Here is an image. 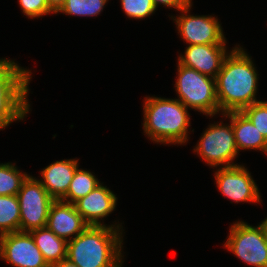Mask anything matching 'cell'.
<instances>
[{"mask_svg": "<svg viewBox=\"0 0 267 267\" xmlns=\"http://www.w3.org/2000/svg\"><path fill=\"white\" fill-rule=\"evenodd\" d=\"M99 184H101L99 180L90 171L77 168L67 194L61 200L74 204L79 199L87 196Z\"/></svg>", "mask_w": 267, "mask_h": 267, "instance_id": "obj_19", "label": "cell"}, {"mask_svg": "<svg viewBox=\"0 0 267 267\" xmlns=\"http://www.w3.org/2000/svg\"><path fill=\"white\" fill-rule=\"evenodd\" d=\"M242 112L251 120L257 130L267 140V101H260L247 106Z\"/></svg>", "mask_w": 267, "mask_h": 267, "instance_id": "obj_22", "label": "cell"}, {"mask_svg": "<svg viewBox=\"0 0 267 267\" xmlns=\"http://www.w3.org/2000/svg\"><path fill=\"white\" fill-rule=\"evenodd\" d=\"M23 13L30 18L56 13L47 0H19Z\"/></svg>", "mask_w": 267, "mask_h": 267, "instance_id": "obj_24", "label": "cell"}, {"mask_svg": "<svg viewBox=\"0 0 267 267\" xmlns=\"http://www.w3.org/2000/svg\"><path fill=\"white\" fill-rule=\"evenodd\" d=\"M77 168V159L56 161L41 171L40 182L54 200H61L67 194Z\"/></svg>", "mask_w": 267, "mask_h": 267, "instance_id": "obj_15", "label": "cell"}, {"mask_svg": "<svg viewBox=\"0 0 267 267\" xmlns=\"http://www.w3.org/2000/svg\"><path fill=\"white\" fill-rule=\"evenodd\" d=\"M227 55L226 44L189 45L185 50V55L179 56L178 63L216 78Z\"/></svg>", "mask_w": 267, "mask_h": 267, "instance_id": "obj_12", "label": "cell"}, {"mask_svg": "<svg viewBox=\"0 0 267 267\" xmlns=\"http://www.w3.org/2000/svg\"><path fill=\"white\" fill-rule=\"evenodd\" d=\"M88 226L67 241V258L78 267H121V225Z\"/></svg>", "mask_w": 267, "mask_h": 267, "instance_id": "obj_2", "label": "cell"}, {"mask_svg": "<svg viewBox=\"0 0 267 267\" xmlns=\"http://www.w3.org/2000/svg\"><path fill=\"white\" fill-rule=\"evenodd\" d=\"M215 180L220 192L236 203L262 201L258 186L243 165L220 167L215 171Z\"/></svg>", "mask_w": 267, "mask_h": 267, "instance_id": "obj_11", "label": "cell"}, {"mask_svg": "<svg viewBox=\"0 0 267 267\" xmlns=\"http://www.w3.org/2000/svg\"><path fill=\"white\" fill-rule=\"evenodd\" d=\"M122 8L129 18L145 19L157 9L152 0H121Z\"/></svg>", "mask_w": 267, "mask_h": 267, "instance_id": "obj_23", "label": "cell"}, {"mask_svg": "<svg viewBox=\"0 0 267 267\" xmlns=\"http://www.w3.org/2000/svg\"><path fill=\"white\" fill-rule=\"evenodd\" d=\"M50 6L56 11L65 0H47Z\"/></svg>", "mask_w": 267, "mask_h": 267, "instance_id": "obj_27", "label": "cell"}, {"mask_svg": "<svg viewBox=\"0 0 267 267\" xmlns=\"http://www.w3.org/2000/svg\"><path fill=\"white\" fill-rule=\"evenodd\" d=\"M50 267H78L68 258L62 259L60 262L50 265Z\"/></svg>", "mask_w": 267, "mask_h": 267, "instance_id": "obj_26", "label": "cell"}, {"mask_svg": "<svg viewBox=\"0 0 267 267\" xmlns=\"http://www.w3.org/2000/svg\"><path fill=\"white\" fill-rule=\"evenodd\" d=\"M252 58L243 48L234 47L217 74L216 94L219 112L242 111L259 102L256 99L258 74Z\"/></svg>", "mask_w": 267, "mask_h": 267, "instance_id": "obj_1", "label": "cell"}, {"mask_svg": "<svg viewBox=\"0 0 267 267\" xmlns=\"http://www.w3.org/2000/svg\"><path fill=\"white\" fill-rule=\"evenodd\" d=\"M28 174L20 172L15 164H0V196L17 195Z\"/></svg>", "mask_w": 267, "mask_h": 267, "instance_id": "obj_21", "label": "cell"}, {"mask_svg": "<svg viewBox=\"0 0 267 267\" xmlns=\"http://www.w3.org/2000/svg\"><path fill=\"white\" fill-rule=\"evenodd\" d=\"M145 98L144 133L156 143H186L190 125L188 108L178 99Z\"/></svg>", "mask_w": 267, "mask_h": 267, "instance_id": "obj_3", "label": "cell"}, {"mask_svg": "<svg viewBox=\"0 0 267 267\" xmlns=\"http://www.w3.org/2000/svg\"><path fill=\"white\" fill-rule=\"evenodd\" d=\"M0 257L14 267H50L29 232L0 235Z\"/></svg>", "mask_w": 267, "mask_h": 267, "instance_id": "obj_10", "label": "cell"}, {"mask_svg": "<svg viewBox=\"0 0 267 267\" xmlns=\"http://www.w3.org/2000/svg\"><path fill=\"white\" fill-rule=\"evenodd\" d=\"M211 124L202 134L200 141L194 148V152L199 154L210 167L235 166L231 163L239 154L236 146L232 123L229 125ZM225 164V165H224Z\"/></svg>", "mask_w": 267, "mask_h": 267, "instance_id": "obj_8", "label": "cell"}, {"mask_svg": "<svg viewBox=\"0 0 267 267\" xmlns=\"http://www.w3.org/2000/svg\"><path fill=\"white\" fill-rule=\"evenodd\" d=\"M261 223L264 225V228H265L266 234H267V218L264 219Z\"/></svg>", "mask_w": 267, "mask_h": 267, "instance_id": "obj_28", "label": "cell"}, {"mask_svg": "<svg viewBox=\"0 0 267 267\" xmlns=\"http://www.w3.org/2000/svg\"><path fill=\"white\" fill-rule=\"evenodd\" d=\"M191 7L192 4L181 9V16L174 19L181 38L189 45L226 44V39L217 17L185 15L186 13L188 14Z\"/></svg>", "mask_w": 267, "mask_h": 267, "instance_id": "obj_9", "label": "cell"}, {"mask_svg": "<svg viewBox=\"0 0 267 267\" xmlns=\"http://www.w3.org/2000/svg\"><path fill=\"white\" fill-rule=\"evenodd\" d=\"M178 77L175 90L187 108L197 110L206 116L219 113L216 94V80L178 63Z\"/></svg>", "mask_w": 267, "mask_h": 267, "instance_id": "obj_5", "label": "cell"}, {"mask_svg": "<svg viewBox=\"0 0 267 267\" xmlns=\"http://www.w3.org/2000/svg\"><path fill=\"white\" fill-rule=\"evenodd\" d=\"M230 119L238 152L240 149H257L267 154V140L242 111L224 113Z\"/></svg>", "mask_w": 267, "mask_h": 267, "instance_id": "obj_16", "label": "cell"}, {"mask_svg": "<svg viewBox=\"0 0 267 267\" xmlns=\"http://www.w3.org/2000/svg\"><path fill=\"white\" fill-rule=\"evenodd\" d=\"M116 202V195L101 183L87 196L76 201L74 206L89 226H105L99 219L103 220L114 211Z\"/></svg>", "mask_w": 267, "mask_h": 267, "instance_id": "obj_13", "label": "cell"}, {"mask_svg": "<svg viewBox=\"0 0 267 267\" xmlns=\"http://www.w3.org/2000/svg\"><path fill=\"white\" fill-rule=\"evenodd\" d=\"M107 2L108 0H65L55 12L93 17L101 13Z\"/></svg>", "mask_w": 267, "mask_h": 267, "instance_id": "obj_20", "label": "cell"}, {"mask_svg": "<svg viewBox=\"0 0 267 267\" xmlns=\"http://www.w3.org/2000/svg\"><path fill=\"white\" fill-rule=\"evenodd\" d=\"M29 233L49 266L67 258V241L47 227L33 229Z\"/></svg>", "mask_w": 267, "mask_h": 267, "instance_id": "obj_17", "label": "cell"}, {"mask_svg": "<svg viewBox=\"0 0 267 267\" xmlns=\"http://www.w3.org/2000/svg\"><path fill=\"white\" fill-rule=\"evenodd\" d=\"M89 225L77 212L74 204L62 200H54L47 218L46 227L55 235L69 241L70 236L75 238L81 234Z\"/></svg>", "mask_w": 267, "mask_h": 267, "instance_id": "obj_14", "label": "cell"}, {"mask_svg": "<svg viewBox=\"0 0 267 267\" xmlns=\"http://www.w3.org/2000/svg\"><path fill=\"white\" fill-rule=\"evenodd\" d=\"M152 1L156 8H158L159 4L160 5L162 4L167 7L171 8L173 7L178 11L192 4L191 2L192 0H152Z\"/></svg>", "mask_w": 267, "mask_h": 267, "instance_id": "obj_25", "label": "cell"}, {"mask_svg": "<svg viewBox=\"0 0 267 267\" xmlns=\"http://www.w3.org/2000/svg\"><path fill=\"white\" fill-rule=\"evenodd\" d=\"M20 231V206L17 195L0 196V235Z\"/></svg>", "mask_w": 267, "mask_h": 267, "instance_id": "obj_18", "label": "cell"}, {"mask_svg": "<svg viewBox=\"0 0 267 267\" xmlns=\"http://www.w3.org/2000/svg\"><path fill=\"white\" fill-rule=\"evenodd\" d=\"M30 70L14 60L0 59V130L13 121L23 120L30 109L27 95Z\"/></svg>", "mask_w": 267, "mask_h": 267, "instance_id": "obj_4", "label": "cell"}, {"mask_svg": "<svg viewBox=\"0 0 267 267\" xmlns=\"http://www.w3.org/2000/svg\"><path fill=\"white\" fill-rule=\"evenodd\" d=\"M20 206V232L46 227L54 199L40 180L28 175L17 193Z\"/></svg>", "mask_w": 267, "mask_h": 267, "instance_id": "obj_7", "label": "cell"}, {"mask_svg": "<svg viewBox=\"0 0 267 267\" xmlns=\"http://www.w3.org/2000/svg\"><path fill=\"white\" fill-rule=\"evenodd\" d=\"M224 247L240 260L254 267H267V234L264 225L257 227L237 221L230 227Z\"/></svg>", "mask_w": 267, "mask_h": 267, "instance_id": "obj_6", "label": "cell"}]
</instances>
